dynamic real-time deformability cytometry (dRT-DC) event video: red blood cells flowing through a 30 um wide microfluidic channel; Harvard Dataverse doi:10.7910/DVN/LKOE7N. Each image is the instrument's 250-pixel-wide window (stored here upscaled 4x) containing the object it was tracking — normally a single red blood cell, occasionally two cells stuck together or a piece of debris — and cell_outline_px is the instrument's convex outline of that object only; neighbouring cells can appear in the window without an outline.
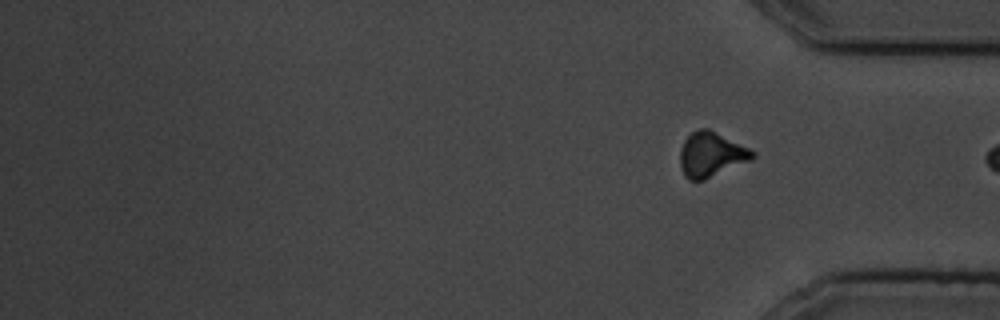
{"species": "common noctule bat (a hibernating species)", "species_latin": "Nyctalus noctula", "temperature_condition": "cold", "stored_images_in_passage": 14, "segment_of_instrument_passage": [2, 2], "camera_frame_rate_fps": 3000, "um_per_image_px": 0.085, "animal": {"sex": "male", "body_mass_g": 19.5, "forearm_length_mm": 54.6}, "frame": {"image": 1, "passage_image": 14, "time_ms": 16.0, "image_size_px": [1000, 320], "cell_outline_px": [[756, 156], [752, 160], [704, 180], [688, 180], [684, 176], [680, 168], [680, 148], [684, 140], [692, 132], [700, 128], [708, 128], [756, 152]], "centroid_in_image_um": [60.43, 13.15], "position_along_channel_um": 374.8, "area_um2": 18.96}}